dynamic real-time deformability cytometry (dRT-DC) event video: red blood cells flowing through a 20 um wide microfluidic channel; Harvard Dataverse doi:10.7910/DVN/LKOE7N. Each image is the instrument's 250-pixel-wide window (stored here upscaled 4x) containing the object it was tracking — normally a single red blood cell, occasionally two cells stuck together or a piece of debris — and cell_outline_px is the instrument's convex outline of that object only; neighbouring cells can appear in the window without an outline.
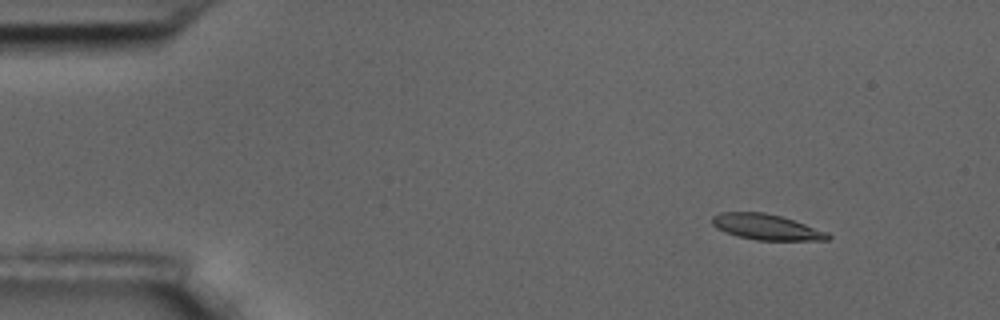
{"species": "common noctule bat (a hibernating species)", "species_latin": "Nyctalus noctula", "temperature_condition": "room temperature", "stored_images_in_passage": 6, "camera_frame_rate_fps": 3000, "um_per_image_px": 0.085, "animal": {"sex": "male", "body_mass_g": 17.5, "forearm_length_mm": 52.3}, "frame": {"image": 1, "passage_image": 2, "time_ms": 0.333, "image_size_px": [1000, 320], "cell_outline_px": [[832, 236], [828, 240], [756, 240], [736, 236], [724, 232], [716, 228], [712, 224], [712, 216], [720, 212], [764, 212], [780, 216], [828, 232]], "centroid_in_image_um": [65.1, 19.3], "position_along_channel_um": 19.9, "area_um2": 17.28}}
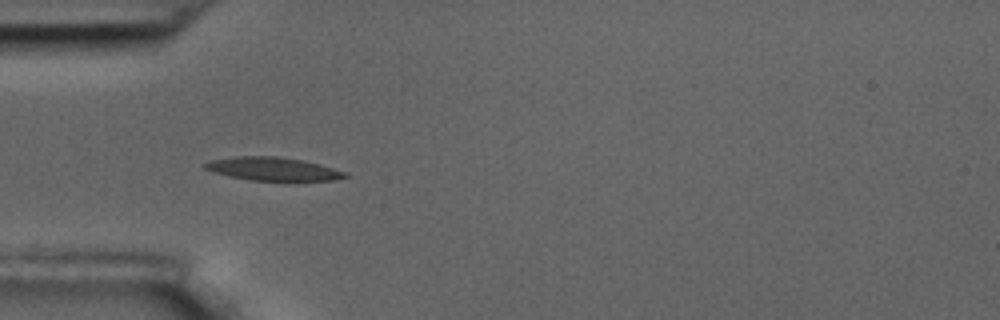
{"frame": {"image": 2, "passage_image": 5, "time_ms": 1.333, "image_size_px": [1000, 320], "cell_outline_px": [[348, 176], [332, 180], [252, 180], [228, 176], [212, 172], [204, 168], [200, 164], [208, 160], [232, 156], [276, 156], [304, 160], [320, 164], [348, 172]], "centroid_in_image_um": [23.12, 14.34], "position_along_channel_um": 61.9, "area_um2": 19.19}}